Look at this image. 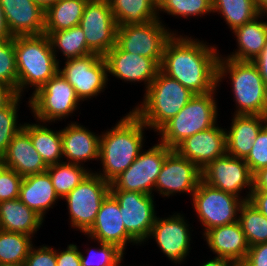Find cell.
Wrapping results in <instances>:
<instances>
[{"instance_id":"4dcf8cb0","label":"cell","mask_w":267,"mask_h":266,"mask_svg":"<svg viewBox=\"0 0 267 266\" xmlns=\"http://www.w3.org/2000/svg\"><path fill=\"white\" fill-rule=\"evenodd\" d=\"M51 42L52 50L59 65V53L64 56V60L91 55L93 52L87 47L86 38L80 25L66 30L44 32ZM58 53V55H57Z\"/></svg>"},{"instance_id":"d4e9b609","label":"cell","mask_w":267,"mask_h":266,"mask_svg":"<svg viewBox=\"0 0 267 266\" xmlns=\"http://www.w3.org/2000/svg\"><path fill=\"white\" fill-rule=\"evenodd\" d=\"M2 157L5 167L13 169L22 177L43 173L48 169L34 148L30 135L23 128L13 137Z\"/></svg>"},{"instance_id":"7a4b0ae2","label":"cell","mask_w":267,"mask_h":266,"mask_svg":"<svg viewBox=\"0 0 267 266\" xmlns=\"http://www.w3.org/2000/svg\"><path fill=\"white\" fill-rule=\"evenodd\" d=\"M124 115L111 129L100 134L99 161L102 169L94 172L109 183L140 155L146 142L144 132L149 130L131 109Z\"/></svg>"},{"instance_id":"1f68e13d","label":"cell","mask_w":267,"mask_h":266,"mask_svg":"<svg viewBox=\"0 0 267 266\" xmlns=\"http://www.w3.org/2000/svg\"><path fill=\"white\" fill-rule=\"evenodd\" d=\"M88 0H59L45 11L44 32L78 26Z\"/></svg>"},{"instance_id":"ba28073f","label":"cell","mask_w":267,"mask_h":266,"mask_svg":"<svg viewBox=\"0 0 267 266\" xmlns=\"http://www.w3.org/2000/svg\"><path fill=\"white\" fill-rule=\"evenodd\" d=\"M110 194V183L97 173L90 172L62 200H65L71 228L85 234L94 224L97 213Z\"/></svg>"},{"instance_id":"d590c367","label":"cell","mask_w":267,"mask_h":266,"mask_svg":"<svg viewBox=\"0 0 267 266\" xmlns=\"http://www.w3.org/2000/svg\"><path fill=\"white\" fill-rule=\"evenodd\" d=\"M238 221L249 246L267 242V217L249 201L241 205Z\"/></svg>"},{"instance_id":"d6986e66","label":"cell","mask_w":267,"mask_h":266,"mask_svg":"<svg viewBox=\"0 0 267 266\" xmlns=\"http://www.w3.org/2000/svg\"><path fill=\"white\" fill-rule=\"evenodd\" d=\"M84 235L95 241L114 244L124 253L128 244L139 245L126 232L119 204L111 194L104 199L94 224Z\"/></svg>"},{"instance_id":"e575fe53","label":"cell","mask_w":267,"mask_h":266,"mask_svg":"<svg viewBox=\"0 0 267 266\" xmlns=\"http://www.w3.org/2000/svg\"><path fill=\"white\" fill-rule=\"evenodd\" d=\"M33 239L26 234L0 230V266L24 263L34 244Z\"/></svg>"},{"instance_id":"6da1fadb","label":"cell","mask_w":267,"mask_h":266,"mask_svg":"<svg viewBox=\"0 0 267 266\" xmlns=\"http://www.w3.org/2000/svg\"><path fill=\"white\" fill-rule=\"evenodd\" d=\"M219 52L215 44L174 33L164 48L160 71L192 93L206 94L217 88Z\"/></svg>"},{"instance_id":"ffe728a7","label":"cell","mask_w":267,"mask_h":266,"mask_svg":"<svg viewBox=\"0 0 267 266\" xmlns=\"http://www.w3.org/2000/svg\"><path fill=\"white\" fill-rule=\"evenodd\" d=\"M174 150L202 170L211 161L227 153L225 128L216 123L186 138Z\"/></svg>"},{"instance_id":"ee69618b","label":"cell","mask_w":267,"mask_h":266,"mask_svg":"<svg viewBox=\"0 0 267 266\" xmlns=\"http://www.w3.org/2000/svg\"><path fill=\"white\" fill-rule=\"evenodd\" d=\"M56 266H81L80 249L74 243L63 250L56 249Z\"/></svg>"},{"instance_id":"db71d44e","label":"cell","mask_w":267,"mask_h":266,"mask_svg":"<svg viewBox=\"0 0 267 266\" xmlns=\"http://www.w3.org/2000/svg\"><path fill=\"white\" fill-rule=\"evenodd\" d=\"M59 0H34L44 11H46L50 6L57 3Z\"/></svg>"},{"instance_id":"4316f807","label":"cell","mask_w":267,"mask_h":266,"mask_svg":"<svg viewBox=\"0 0 267 266\" xmlns=\"http://www.w3.org/2000/svg\"><path fill=\"white\" fill-rule=\"evenodd\" d=\"M264 15L235 28L231 33L235 35L236 49L230 54L222 55L239 61H253L259 56L267 42V21Z\"/></svg>"},{"instance_id":"9c48e42d","label":"cell","mask_w":267,"mask_h":266,"mask_svg":"<svg viewBox=\"0 0 267 266\" xmlns=\"http://www.w3.org/2000/svg\"><path fill=\"white\" fill-rule=\"evenodd\" d=\"M191 200L198 221L204 227L203 234L209 229L238 221L240 207L245 202L232 193L208 185L202 179Z\"/></svg>"},{"instance_id":"44dd1931","label":"cell","mask_w":267,"mask_h":266,"mask_svg":"<svg viewBox=\"0 0 267 266\" xmlns=\"http://www.w3.org/2000/svg\"><path fill=\"white\" fill-rule=\"evenodd\" d=\"M70 122L60 130L63 161L81 166L91 160L99 161L100 135L78 121Z\"/></svg>"},{"instance_id":"8fae6325","label":"cell","mask_w":267,"mask_h":266,"mask_svg":"<svg viewBox=\"0 0 267 266\" xmlns=\"http://www.w3.org/2000/svg\"><path fill=\"white\" fill-rule=\"evenodd\" d=\"M173 150L158 141L143 149L136 160L110 182V190H126L154 195V187L165 158Z\"/></svg>"},{"instance_id":"7402d4cb","label":"cell","mask_w":267,"mask_h":266,"mask_svg":"<svg viewBox=\"0 0 267 266\" xmlns=\"http://www.w3.org/2000/svg\"><path fill=\"white\" fill-rule=\"evenodd\" d=\"M0 4L13 37L44 34L45 11L34 0H0Z\"/></svg>"},{"instance_id":"52a82bcc","label":"cell","mask_w":267,"mask_h":266,"mask_svg":"<svg viewBox=\"0 0 267 266\" xmlns=\"http://www.w3.org/2000/svg\"><path fill=\"white\" fill-rule=\"evenodd\" d=\"M27 99L34 119L49 125L72 117L82 104L73 86L59 72Z\"/></svg>"},{"instance_id":"8992f818","label":"cell","mask_w":267,"mask_h":266,"mask_svg":"<svg viewBox=\"0 0 267 266\" xmlns=\"http://www.w3.org/2000/svg\"><path fill=\"white\" fill-rule=\"evenodd\" d=\"M217 87L206 94H195L182 110L158 131L159 140L174 150L186 138L213 127L218 120Z\"/></svg>"},{"instance_id":"8d00e7d4","label":"cell","mask_w":267,"mask_h":266,"mask_svg":"<svg viewBox=\"0 0 267 266\" xmlns=\"http://www.w3.org/2000/svg\"><path fill=\"white\" fill-rule=\"evenodd\" d=\"M162 12L178 19L203 17L212 13V0H158V19Z\"/></svg>"},{"instance_id":"6f0895ef","label":"cell","mask_w":267,"mask_h":266,"mask_svg":"<svg viewBox=\"0 0 267 266\" xmlns=\"http://www.w3.org/2000/svg\"><path fill=\"white\" fill-rule=\"evenodd\" d=\"M121 263H124V260L120 262L117 266H123ZM125 266V265H124ZM129 266V265H128ZM141 266V265H140ZM144 266V265H143Z\"/></svg>"},{"instance_id":"f6af8a7d","label":"cell","mask_w":267,"mask_h":266,"mask_svg":"<svg viewBox=\"0 0 267 266\" xmlns=\"http://www.w3.org/2000/svg\"><path fill=\"white\" fill-rule=\"evenodd\" d=\"M241 266H267V242L250 246Z\"/></svg>"},{"instance_id":"83f0119b","label":"cell","mask_w":267,"mask_h":266,"mask_svg":"<svg viewBox=\"0 0 267 266\" xmlns=\"http://www.w3.org/2000/svg\"><path fill=\"white\" fill-rule=\"evenodd\" d=\"M44 221L19 198L0 202V230L35 238Z\"/></svg>"},{"instance_id":"7bdbcfd3","label":"cell","mask_w":267,"mask_h":266,"mask_svg":"<svg viewBox=\"0 0 267 266\" xmlns=\"http://www.w3.org/2000/svg\"><path fill=\"white\" fill-rule=\"evenodd\" d=\"M24 263L25 266H56V248L33 245Z\"/></svg>"},{"instance_id":"f907efd6","label":"cell","mask_w":267,"mask_h":266,"mask_svg":"<svg viewBox=\"0 0 267 266\" xmlns=\"http://www.w3.org/2000/svg\"><path fill=\"white\" fill-rule=\"evenodd\" d=\"M199 266H241L233 259L214 256L211 260L204 261Z\"/></svg>"},{"instance_id":"7dc6e473","label":"cell","mask_w":267,"mask_h":266,"mask_svg":"<svg viewBox=\"0 0 267 266\" xmlns=\"http://www.w3.org/2000/svg\"><path fill=\"white\" fill-rule=\"evenodd\" d=\"M258 68L267 88V42L261 54L252 61Z\"/></svg>"},{"instance_id":"2e32d148","label":"cell","mask_w":267,"mask_h":266,"mask_svg":"<svg viewBox=\"0 0 267 266\" xmlns=\"http://www.w3.org/2000/svg\"><path fill=\"white\" fill-rule=\"evenodd\" d=\"M79 25L93 53L104 56L116 45L118 25L108 0H88Z\"/></svg>"},{"instance_id":"bcb514c9","label":"cell","mask_w":267,"mask_h":266,"mask_svg":"<svg viewBox=\"0 0 267 266\" xmlns=\"http://www.w3.org/2000/svg\"><path fill=\"white\" fill-rule=\"evenodd\" d=\"M253 204L265 217H267V191L262 189H253L249 198Z\"/></svg>"},{"instance_id":"e0dca14e","label":"cell","mask_w":267,"mask_h":266,"mask_svg":"<svg viewBox=\"0 0 267 266\" xmlns=\"http://www.w3.org/2000/svg\"><path fill=\"white\" fill-rule=\"evenodd\" d=\"M201 179V169L173 150L165 158L154 191L163 198L181 193H188L192 197Z\"/></svg>"},{"instance_id":"4fadbf2b","label":"cell","mask_w":267,"mask_h":266,"mask_svg":"<svg viewBox=\"0 0 267 266\" xmlns=\"http://www.w3.org/2000/svg\"><path fill=\"white\" fill-rule=\"evenodd\" d=\"M110 194L119 204L126 232L139 246L146 244L157 217L154 195L126 190H110Z\"/></svg>"},{"instance_id":"11a10c76","label":"cell","mask_w":267,"mask_h":266,"mask_svg":"<svg viewBox=\"0 0 267 266\" xmlns=\"http://www.w3.org/2000/svg\"><path fill=\"white\" fill-rule=\"evenodd\" d=\"M5 167L4 161H3V157L0 156V171Z\"/></svg>"},{"instance_id":"d6a6232c","label":"cell","mask_w":267,"mask_h":266,"mask_svg":"<svg viewBox=\"0 0 267 266\" xmlns=\"http://www.w3.org/2000/svg\"><path fill=\"white\" fill-rule=\"evenodd\" d=\"M215 13L222 15L230 31L259 16L255 0H212V14Z\"/></svg>"},{"instance_id":"f35d334b","label":"cell","mask_w":267,"mask_h":266,"mask_svg":"<svg viewBox=\"0 0 267 266\" xmlns=\"http://www.w3.org/2000/svg\"><path fill=\"white\" fill-rule=\"evenodd\" d=\"M87 238L91 240V243L92 241L97 242L96 244L99 247H85L86 256L84 252L80 251L81 266H117L123 261L125 253L116 245Z\"/></svg>"},{"instance_id":"603a6c76","label":"cell","mask_w":267,"mask_h":266,"mask_svg":"<svg viewBox=\"0 0 267 266\" xmlns=\"http://www.w3.org/2000/svg\"><path fill=\"white\" fill-rule=\"evenodd\" d=\"M202 235L215 256L233 259L240 265L246 259L250 246L239 221L209 229Z\"/></svg>"},{"instance_id":"681fc988","label":"cell","mask_w":267,"mask_h":266,"mask_svg":"<svg viewBox=\"0 0 267 266\" xmlns=\"http://www.w3.org/2000/svg\"><path fill=\"white\" fill-rule=\"evenodd\" d=\"M253 189L267 191V167L260 169L253 175Z\"/></svg>"},{"instance_id":"f1b7e54d","label":"cell","mask_w":267,"mask_h":266,"mask_svg":"<svg viewBox=\"0 0 267 266\" xmlns=\"http://www.w3.org/2000/svg\"><path fill=\"white\" fill-rule=\"evenodd\" d=\"M35 121L36 123L25 122L23 125V129L30 135L34 148L47 166L62 162V136L60 129L58 131L53 130L49 128L48 123L42 122L41 124L40 121Z\"/></svg>"},{"instance_id":"816d5d0a","label":"cell","mask_w":267,"mask_h":266,"mask_svg":"<svg viewBox=\"0 0 267 266\" xmlns=\"http://www.w3.org/2000/svg\"><path fill=\"white\" fill-rule=\"evenodd\" d=\"M13 36L11 35L8 26L6 24L3 8L0 4V39L4 38H12Z\"/></svg>"},{"instance_id":"9f6ffc18","label":"cell","mask_w":267,"mask_h":266,"mask_svg":"<svg viewBox=\"0 0 267 266\" xmlns=\"http://www.w3.org/2000/svg\"><path fill=\"white\" fill-rule=\"evenodd\" d=\"M1 266H25V263H18V264H6Z\"/></svg>"},{"instance_id":"b9f144b4","label":"cell","mask_w":267,"mask_h":266,"mask_svg":"<svg viewBox=\"0 0 267 266\" xmlns=\"http://www.w3.org/2000/svg\"><path fill=\"white\" fill-rule=\"evenodd\" d=\"M22 179L13 169L4 167L0 171V202L19 198Z\"/></svg>"},{"instance_id":"cb8c5ba5","label":"cell","mask_w":267,"mask_h":266,"mask_svg":"<svg viewBox=\"0 0 267 266\" xmlns=\"http://www.w3.org/2000/svg\"><path fill=\"white\" fill-rule=\"evenodd\" d=\"M231 121V126L225 128L227 154L245 159L260 130L267 124V116L233 114Z\"/></svg>"},{"instance_id":"f5cc1de1","label":"cell","mask_w":267,"mask_h":266,"mask_svg":"<svg viewBox=\"0 0 267 266\" xmlns=\"http://www.w3.org/2000/svg\"><path fill=\"white\" fill-rule=\"evenodd\" d=\"M259 15L267 17V0H255Z\"/></svg>"},{"instance_id":"5bb4252c","label":"cell","mask_w":267,"mask_h":266,"mask_svg":"<svg viewBox=\"0 0 267 266\" xmlns=\"http://www.w3.org/2000/svg\"><path fill=\"white\" fill-rule=\"evenodd\" d=\"M201 176L208 185L249 201L253 190V174L244 159L226 153L204 167ZM244 189L246 193L242 196Z\"/></svg>"},{"instance_id":"f546056e","label":"cell","mask_w":267,"mask_h":266,"mask_svg":"<svg viewBox=\"0 0 267 266\" xmlns=\"http://www.w3.org/2000/svg\"><path fill=\"white\" fill-rule=\"evenodd\" d=\"M118 26L158 19V0H108Z\"/></svg>"},{"instance_id":"9a60e30c","label":"cell","mask_w":267,"mask_h":266,"mask_svg":"<svg viewBox=\"0 0 267 266\" xmlns=\"http://www.w3.org/2000/svg\"><path fill=\"white\" fill-rule=\"evenodd\" d=\"M186 218L177 212L163 218L157 215L147 239H153L165 257L176 264L184 263L192 249L191 231L194 230H191Z\"/></svg>"},{"instance_id":"ab89813d","label":"cell","mask_w":267,"mask_h":266,"mask_svg":"<svg viewBox=\"0 0 267 266\" xmlns=\"http://www.w3.org/2000/svg\"><path fill=\"white\" fill-rule=\"evenodd\" d=\"M0 83L10 86L18 95L14 37L0 39Z\"/></svg>"},{"instance_id":"484cf974","label":"cell","mask_w":267,"mask_h":266,"mask_svg":"<svg viewBox=\"0 0 267 266\" xmlns=\"http://www.w3.org/2000/svg\"><path fill=\"white\" fill-rule=\"evenodd\" d=\"M19 199L44 220L50 208L60 200L47 171L23 177Z\"/></svg>"},{"instance_id":"30bf717a","label":"cell","mask_w":267,"mask_h":266,"mask_svg":"<svg viewBox=\"0 0 267 266\" xmlns=\"http://www.w3.org/2000/svg\"><path fill=\"white\" fill-rule=\"evenodd\" d=\"M162 21L156 19L143 24L118 26L116 46L127 53L152 58L160 66L167 41L174 33H179Z\"/></svg>"},{"instance_id":"836d02e7","label":"cell","mask_w":267,"mask_h":266,"mask_svg":"<svg viewBox=\"0 0 267 266\" xmlns=\"http://www.w3.org/2000/svg\"><path fill=\"white\" fill-rule=\"evenodd\" d=\"M52 180L55 192L61 200L68 195L93 170L69 162H59L46 170Z\"/></svg>"},{"instance_id":"ac0fdd59","label":"cell","mask_w":267,"mask_h":266,"mask_svg":"<svg viewBox=\"0 0 267 266\" xmlns=\"http://www.w3.org/2000/svg\"><path fill=\"white\" fill-rule=\"evenodd\" d=\"M108 74L127 83H144V92L156 77L160 66L152 59L127 53L113 46L105 55Z\"/></svg>"},{"instance_id":"74e56055","label":"cell","mask_w":267,"mask_h":266,"mask_svg":"<svg viewBox=\"0 0 267 266\" xmlns=\"http://www.w3.org/2000/svg\"><path fill=\"white\" fill-rule=\"evenodd\" d=\"M23 96L17 95L7 106L0 109V156L7 151L13 137L23 128L19 120V108Z\"/></svg>"},{"instance_id":"60d3db41","label":"cell","mask_w":267,"mask_h":266,"mask_svg":"<svg viewBox=\"0 0 267 266\" xmlns=\"http://www.w3.org/2000/svg\"><path fill=\"white\" fill-rule=\"evenodd\" d=\"M244 161L253 175L260 169L267 167V124L260 130Z\"/></svg>"},{"instance_id":"c3c4849f","label":"cell","mask_w":267,"mask_h":266,"mask_svg":"<svg viewBox=\"0 0 267 266\" xmlns=\"http://www.w3.org/2000/svg\"><path fill=\"white\" fill-rule=\"evenodd\" d=\"M16 96V92L10 86L0 83V109L7 106Z\"/></svg>"},{"instance_id":"3957f363","label":"cell","mask_w":267,"mask_h":266,"mask_svg":"<svg viewBox=\"0 0 267 266\" xmlns=\"http://www.w3.org/2000/svg\"><path fill=\"white\" fill-rule=\"evenodd\" d=\"M227 77L232 86L235 115L267 116V88L252 61L234 60L220 54L217 65L218 88Z\"/></svg>"},{"instance_id":"5b68a950","label":"cell","mask_w":267,"mask_h":266,"mask_svg":"<svg viewBox=\"0 0 267 266\" xmlns=\"http://www.w3.org/2000/svg\"><path fill=\"white\" fill-rule=\"evenodd\" d=\"M195 94L160 70L131 110L155 133L176 116Z\"/></svg>"},{"instance_id":"277c9868","label":"cell","mask_w":267,"mask_h":266,"mask_svg":"<svg viewBox=\"0 0 267 266\" xmlns=\"http://www.w3.org/2000/svg\"><path fill=\"white\" fill-rule=\"evenodd\" d=\"M14 49L18 74V95L30 88L34 94L59 72V63L46 34L15 36Z\"/></svg>"},{"instance_id":"7c38bea8","label":"cell","mask_w":267,"mask_h":266,"mask_svg":"<svg viewBox=\"0 0 267 266\" xmlns=\"http://www.w3.org/2000/svg\"><path fill=\"white\" fill-rule=\"evenodd\" d=\"M59 73L73 86L82 103L96 99L110 80L104 56L96 53L65 60L64 66L59 65Z\"/></svg>"}]
</instances>
